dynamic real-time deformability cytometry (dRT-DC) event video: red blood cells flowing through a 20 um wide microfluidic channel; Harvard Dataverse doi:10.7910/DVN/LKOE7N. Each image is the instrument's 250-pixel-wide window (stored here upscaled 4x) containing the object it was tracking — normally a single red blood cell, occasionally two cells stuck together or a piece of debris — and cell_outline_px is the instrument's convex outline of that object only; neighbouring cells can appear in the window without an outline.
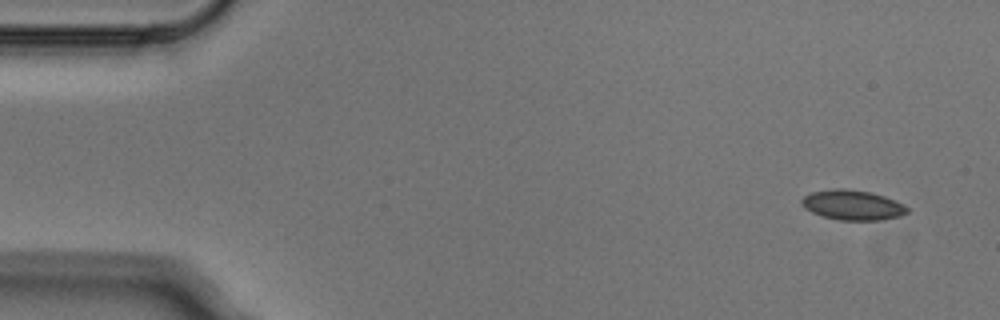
{"species": "Egyptian fruit bat (a non-hibernating species)", "species_latin": "Rousettus aegyptiacus", "temperature_condition": "cold", "stored_images_in_passage": 5, "camera_frame_rate_fps": 3000, "um_per_image_px": 0.085, "animal": {"sex": "male"}, "frame": {"image": 1, "passage_image": 1, "time_ms": 0.0, "image_size_px": [1000, 320], "cell_outline_px": [[908, 212], [900, 216], [880, 220], [840, 220], [824, 216], [812, 212], [804, 208], [800, 204], [800, 200], [804, 196], [812, 192], [836, 188], [844, 188], [868, 192], [884, 196], [896, 200], [904, 204], [908, 208]], "centroid_in_image_um": [72.46, 17.42], "position_along_channel_um": 12.5, "area_um2": 18.38}}
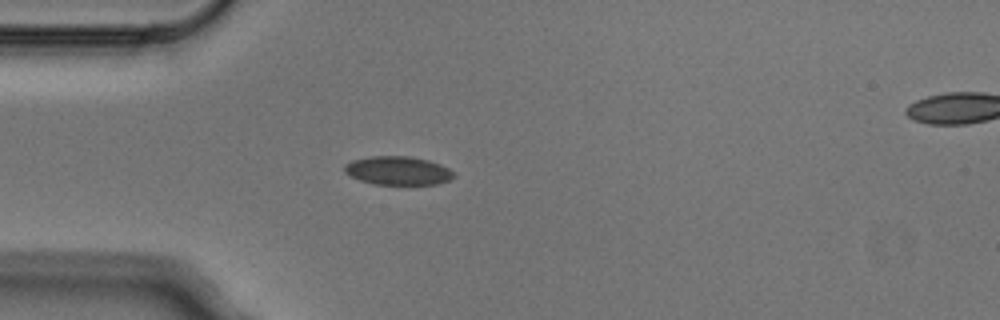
{"frame": {"image": 2, "passage_image": 4, "time_ms": 1.0, "image_size_px": [1000, 320], "cell_outline_px": [[456, 176], [448, 180], [436, 184], [372, 184], [360, 180], [344, 172], [344, 164], [352, 160], [372, 156], [408, 156], [428, 160], [440, 164], [456, 172]], "centroid_in_image_um": [33.83, 14.5], "position_along_channel_um": 51.2, "area_um2": 18.21}}